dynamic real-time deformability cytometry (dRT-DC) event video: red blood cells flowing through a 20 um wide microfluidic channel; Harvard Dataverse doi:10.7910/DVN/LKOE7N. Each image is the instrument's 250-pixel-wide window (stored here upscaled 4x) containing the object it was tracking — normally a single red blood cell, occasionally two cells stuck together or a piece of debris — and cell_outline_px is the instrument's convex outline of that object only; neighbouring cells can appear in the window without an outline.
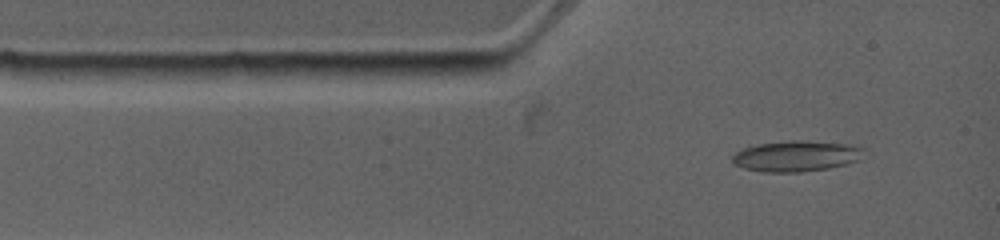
{"species": "common noctule bat (a hibernating species)", "species_latin": "Nyctalus noctula", "temperature_condition": "warm", "stored_images_in_passage": 3, "camera_frame_rate_fps": 4500, "um_per_image_px": 0.085, "animal": {"sex": "female", "body_mass_g": 19.0, "forearm_length_mm": 53.3}, "frame": {"image": 1, "passage_image": 1, "time_ms": 0.0, "image_size_px": [1000, 240], "cell_outline_px": [[864, 148], [860, 160], [848, 164], [828, 168], [800, 172], [764, 172], [744, 168], [732, 164], [732, 156], [736, 152], [748, 144], [792, 140], [800, 140], [852, 144]], "centroid_in_image_um": [67.65, 13.25], "position_along_channel_um": 17.4, "area_um2": 24.04}}
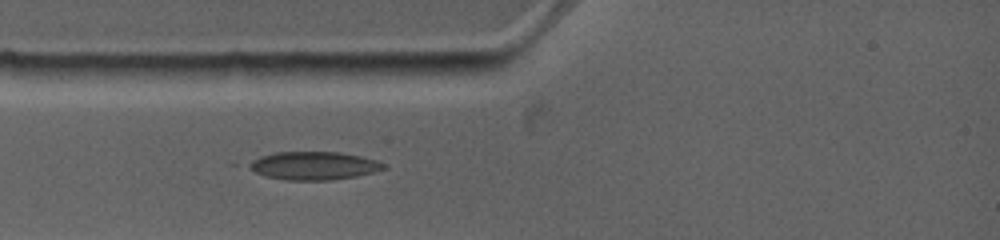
{"frame": {"image": 2, "passage_image": 3, "time_ms": 1.556, "image_size_px": [1000, 240], "cell_outline_px": [[384, 168], [372, 172], [356, 176], [332, 180], [284, 180], [264, 176], [256, 172], [244, 164], [260, 156], [276, 152], [340, 152], [360, 156], [376, 160], [384, 164]], "centroid_in_image_um": [26.6, 14.08], "position_along_channel_um": 58.4, "area_um2": 22.02}}